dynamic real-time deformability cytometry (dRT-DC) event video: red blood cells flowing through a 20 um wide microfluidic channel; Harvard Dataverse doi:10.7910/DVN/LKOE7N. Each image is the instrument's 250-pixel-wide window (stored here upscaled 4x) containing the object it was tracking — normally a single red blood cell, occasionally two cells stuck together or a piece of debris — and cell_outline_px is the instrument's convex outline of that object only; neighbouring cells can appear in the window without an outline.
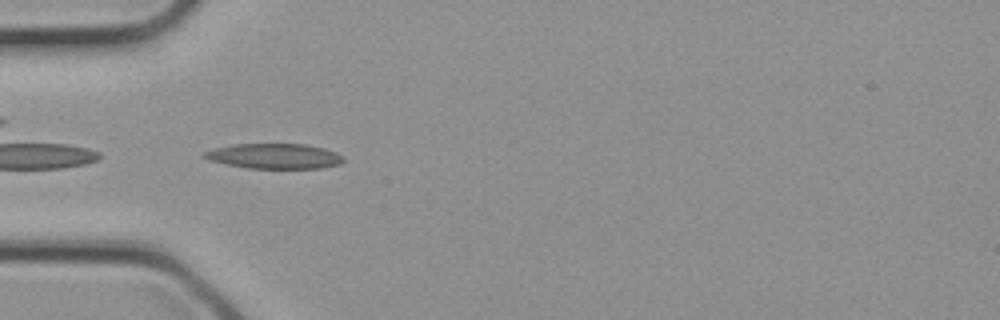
{"species": "common noctule bat (a hibernating species)", "species_latin": "Nyctalus noctula", "temperature_condition": "cold", "stored_images_in_passage": 31, "camera_frame_rate_fps": 3000, "um_per_image_px": 0.085, "animal": {"sex": "female", "body_mass_g": 21.9}, "frame": {"image": 1, "passage_image": 9, "time_ms": 2.667, "image_size_px": [1000, 320], "cell_outline_px": [[344, 160], [340, 164], [320, 168], [248, 168], [208, 160], [200, 156], [204, 152], [212, 148], [232, 144], [304, 144], [324, 148], [336, 152], [344, 156]], "centroid_in_image_um": [23.3, 13.26], "position_along_channel_um": 61.7, "area_um2": 20.46}}
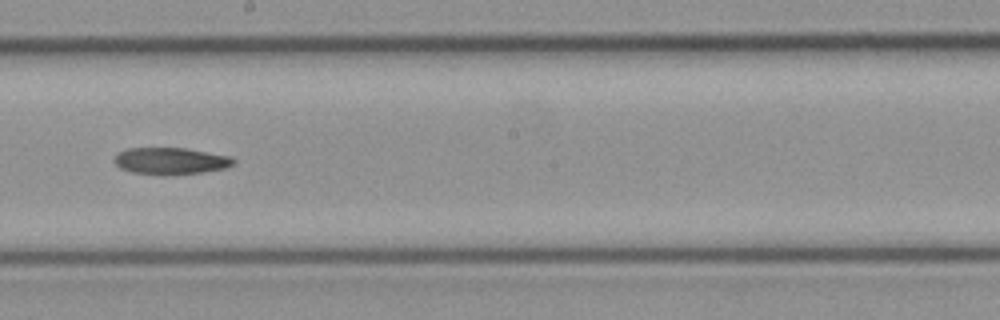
{"frame": {"image": 2, "passage_image": 17, "time_ms": 5.333, "image_size_px": [1000, 320], "cell_outline_px": [[236, 164], [228, 168], [200, 172], [164, 176], [132, 172], [120, 168], [112, 160], [120, 152], [128, 148], [184, 148], [232, 156], [236, 160]], "centroid_in_image_um": [14.55, 13.69], "position_along_channel_um": 233.7, "area_um2": 18.84}}
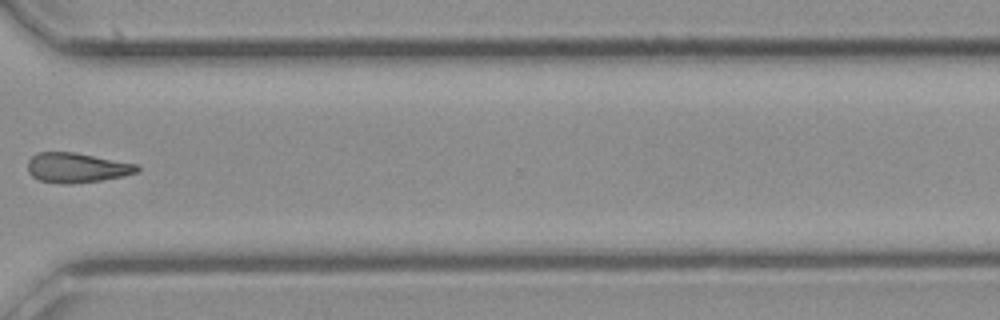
{"frame": {"image": 3, "passage_image": 23, "time_ms": 7.333, "image_size_px": [1000, 320], "cell_outline_px": [[140, 172], [124, 176], [100, 180], [68, 184], [60, 184], [40, 180], [32, 176], [28, 172], [28, 160], [36, 152], [72, 152], [140, 164]], "centroid_in_image_um": [6.55, 14.25], "position_along_channel_um": 364.0, "area_um2": 19.13}}